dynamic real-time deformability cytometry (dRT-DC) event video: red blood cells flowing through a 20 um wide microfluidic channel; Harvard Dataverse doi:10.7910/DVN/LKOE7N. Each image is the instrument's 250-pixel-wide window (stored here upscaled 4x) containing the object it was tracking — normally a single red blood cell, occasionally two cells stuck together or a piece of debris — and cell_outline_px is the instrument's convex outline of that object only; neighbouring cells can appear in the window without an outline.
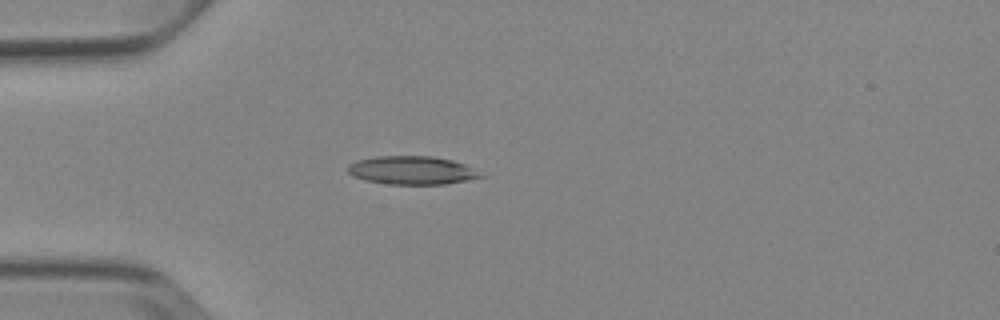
{"species": "Egyptian fruit bat (a non-hibernating species)", "species_latin": "Rousettus aegyptiacus", "temperature_condition": "cold", "stored_images_in_passage": 5, "camera_frame_rate_fps": 3000, "um_per_image_px": 0.085, "animal": {"sex": "female"}, "frame": {"image": 1, "passage_image": 4, "time_ms": 4.333, "image_size_px": [1000, 320], "cell_outline_px": [[488, 176], [444, 184], [388, 184], [364, 180], [352, 176], [348, 172], [348, 164], [356, 160], [376, 156], [432, 156], [452, 160], [464, 164]], "centroid_in_image_um": [35.0, 14.47], "position_along_channel_um": 50.0, "area_um2": 22.02}}